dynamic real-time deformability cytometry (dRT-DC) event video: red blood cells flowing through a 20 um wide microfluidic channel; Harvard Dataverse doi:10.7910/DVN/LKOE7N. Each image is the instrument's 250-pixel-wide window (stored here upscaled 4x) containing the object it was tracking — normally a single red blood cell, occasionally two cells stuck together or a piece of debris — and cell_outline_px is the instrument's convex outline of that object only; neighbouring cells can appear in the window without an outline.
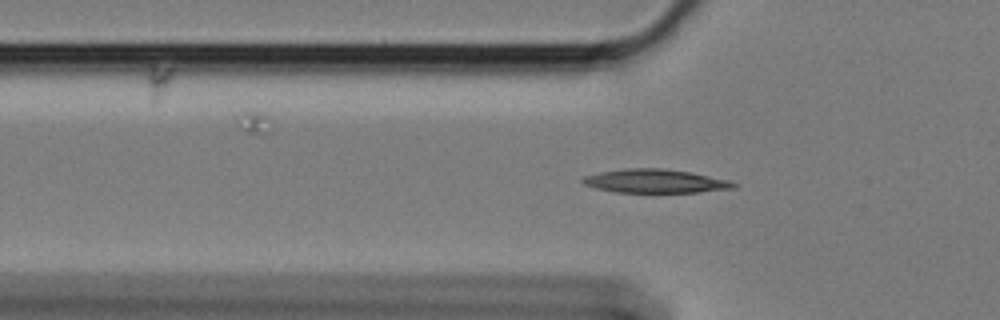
{"species": "Egyptian fruit bat (a non-hibernating species)", "species_latin": "Rousettus aegyptiacus", "temperature_condition": "cold", "stored_images_in_passage": 51, "camera_frame_rate_fps": 3000, "um_per_image_px": 0.085, "animal": {"sex": "female"}, "frame": {"image": 1, "passage_image": 18, "time_ms": 5.667, "image_size_px": [1000, 320], "cell_outline_px": [[740, 184], [736, 188], [700, 192], [616, 192], [596, 188], [584, 184], [580, 180], [584, 176], [600, 172], [624, 168], [664, 168], [692, 172], [728, 180]], "centroid_in_image_um": [55.73, 15.39], "position_along_channel_um": 70.1, "area_um2": 20.92}}
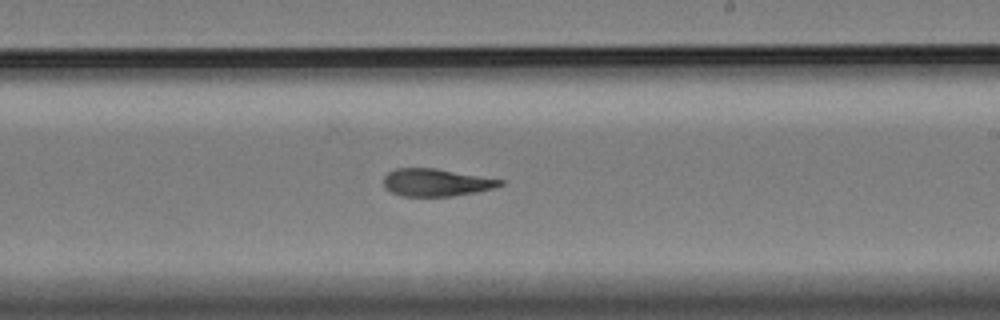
{"frame": {"image": 2, "passage_image": 34, "time_ms": 11.0, "image_size_px": [1000, 320], "cell_outline_px": [[504, 184], [492, 188], [476, 192], [452, 196], [404, 196], [392, 192], [384, 188], [384, 176], [388, 172], [396, 168], [436, 168], [504, 180]], "centroid_in_image_um": [37.06, 15.5], "position_along_channel_um": 251.9, "area_um2": 18.61}}
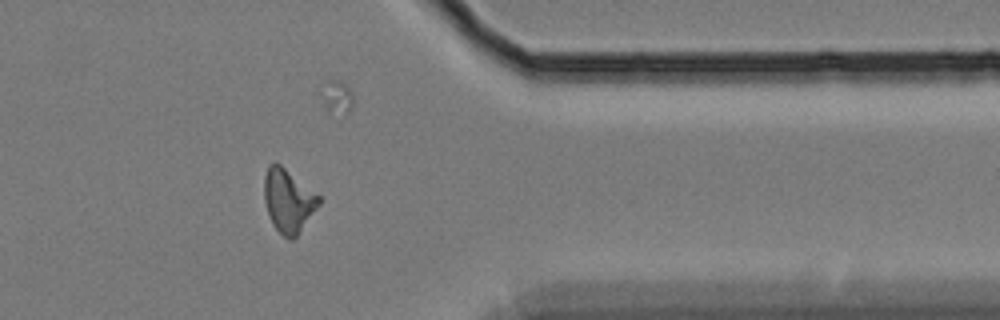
{"frame": {"image": 3, "passage_image": 47, "time_ms": 15.333, "image_size_px": [1000, 320], "cell_outline_px": [[320, 204], [296, 236], [292, 240], [288, 240], [272, 224], [264, 200], [264, 176], [268, 164], [280, 164], [320, 196]], "centroid_in_image_um": [24.49, 17.05], "position_along_channel_um": 386.9, "area_um2": 19.88}}